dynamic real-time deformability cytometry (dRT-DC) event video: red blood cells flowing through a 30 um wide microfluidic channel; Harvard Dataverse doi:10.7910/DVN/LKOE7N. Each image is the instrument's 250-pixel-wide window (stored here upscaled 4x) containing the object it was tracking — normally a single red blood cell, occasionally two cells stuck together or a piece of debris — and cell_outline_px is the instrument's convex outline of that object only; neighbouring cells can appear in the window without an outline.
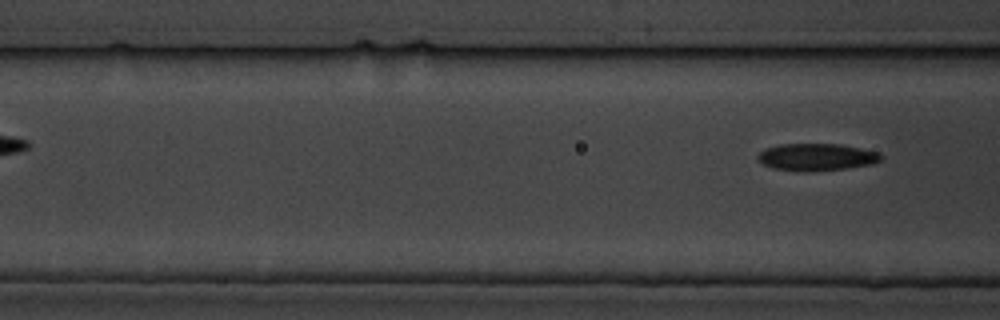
{"species": "common noctule bat (a hibernating species)", "species_latin": "Nyctalus noctula", "temperature_condition": "cold", "stored_images_in_passage": 5, "segment_of_instrument_passage": [2, 2], "camera_frame_rate_fps": 3000, "um_per_image_px": 0.085, "animal": {"sex": "male", "body_mass_g": 19.5, "forearm_length_mm": 54.6}, "frame": {"image": 1, "passage_image": 5, "time_ms": 4.333, "image_size_px": [1000, 320], "cell_outline_px": [[884, 156], [880, 160], [872, 164], [844, 168], [804, 172], [796, 172], [772, 168], [756, 160], [756, 156], [764, 148], [780, 144], [840, 144], [880, 152]], "centroid_in_image_um": [69.37, 13.35], "position_along_channel_um": 97.2, "area_um2": 19.71}}